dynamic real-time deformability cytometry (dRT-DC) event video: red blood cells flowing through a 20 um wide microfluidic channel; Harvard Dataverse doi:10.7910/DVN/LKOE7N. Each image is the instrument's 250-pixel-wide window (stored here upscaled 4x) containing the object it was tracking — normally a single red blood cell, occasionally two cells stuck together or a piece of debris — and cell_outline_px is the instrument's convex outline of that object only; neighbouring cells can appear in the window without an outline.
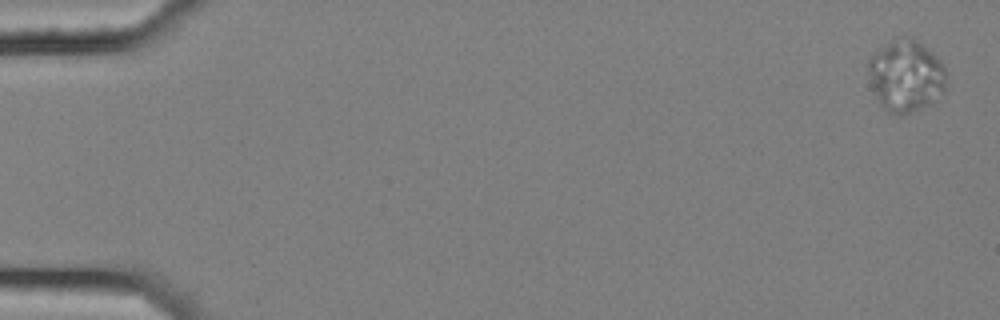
{"species": "common noctule bat (a hibernating species)", "species_latin": "Nyctalus noctula", "temperature_condition": "cold", "stored_images_in_passage": 6, "camera_frame_rate_fps": 3000, "um_per_image_px": 0.085, "animal": {"sex": "female", "body_mass_g": 25.1}, "frame": {"image": 1, "passage_image": 1, "time_ms": 0.0, "image_size_px": [1000, 320], "cell_outline_px": [[944, 92], [912, 112], [900, 116], [888, 112], [880, 104], [872, 92], [868, 72], [868, 60], [876, 52], [896, 36], [912, 36], [932, 52], [944, 64]], "centroid_in_image_um": [76.95, 6.41], "position_along_channel_um": 8.0, "area_um2": 32.48}}
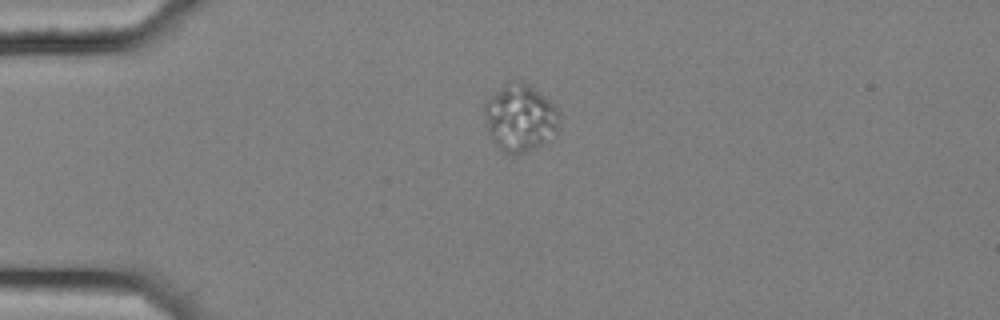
{"frame": {"image": 2, "passage_image": 4, "time_ms": 1.0, "image_size_px": [1000, 320], "cell_outline_px": [[560, 116], [556, 136], [528, 152], [504, 152], [496, 144], [488, 132], [484, 112], [484, 100], [508, 80], [520, 80], [528, 84], [556, 104], [560, 112]], "centroid_in_image_um": [44.23, 9.96], "position_along_channel_um": 40.8, "area_um2": 29.77}}
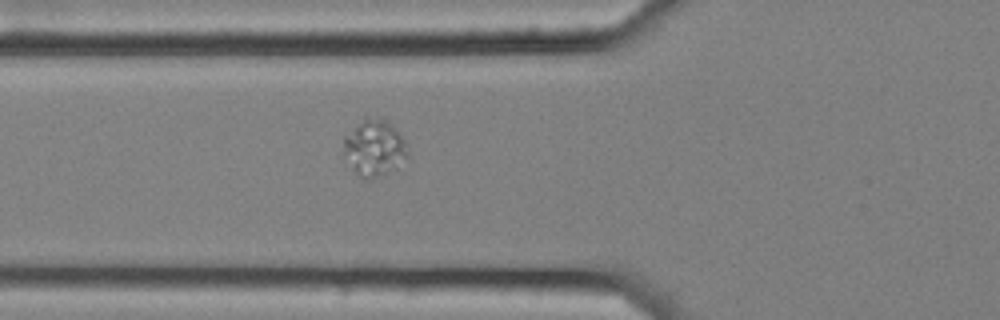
{"frame": {"image": 3, "passage_image": 6, "time_ms": 1.667, "image_size_px": [1000, 320], "cell_outline_px": [[408, 156], [396, 168], [368, 180], [364, 180], [352, 168], [344, 152], [344, 136], [364, 116], [376, 116], [384, 120], [396, 128], [408, 144]], "centroid_in_image_um": [31.83, 12.53], "position_along_channel_um": 94.0, "area_um2": 21.15}}